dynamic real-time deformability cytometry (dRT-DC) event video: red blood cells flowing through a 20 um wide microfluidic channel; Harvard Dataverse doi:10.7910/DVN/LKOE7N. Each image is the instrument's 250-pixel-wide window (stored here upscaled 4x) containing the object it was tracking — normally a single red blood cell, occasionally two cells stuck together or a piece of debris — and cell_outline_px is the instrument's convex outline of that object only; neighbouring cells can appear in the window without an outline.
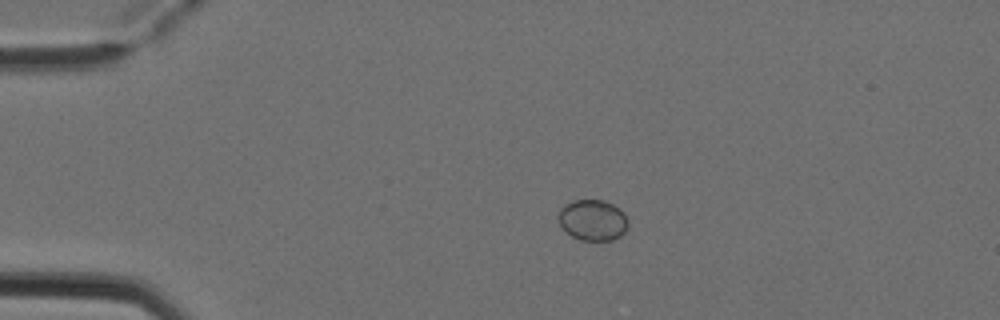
{"species": "Egyptian fruit bat (a non-hibernating species)", "species_latin": "Rousettus aegyptiacus", "temperature_condition": "cold", "stored_images_in_passage": 5, "camera_frame_rate_fps": 3000, "um_per_image_px": 0.085, "animal": {"sex": "female"}, "frame": {"image": 1, "passage_image": 3, "time_ms": 0.667, "image_size_px": [1000, 320], "cell_outline_px": [[628, 228], [620, 236], [612, 240], [580, 240], [572, 236], [560, 224], [560, 208], [564, 204], [572, 200], [604, 200], [620, 208], [624, 212], [628, 220]], "centroid_in_image_um": [50.42, 18.69], "position_along_channel_um": 34.6, "area_um2": 16.59}}
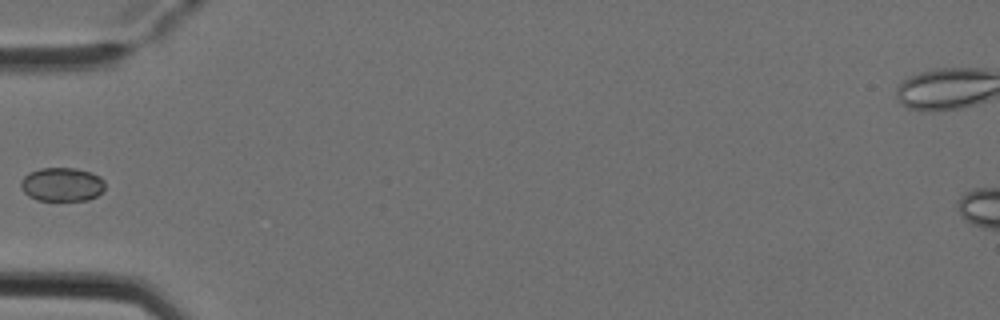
{"frame": {"image": 2, "passage_image": 5, "time_ms": 1.333, "image_size_px": [1000, 320], "cell_outline_px": [[104, 188], [96, 196], [88, 200], [36, 200], [28, 196], [20, 188], [20, 180], [28, 172], [40, 168], [76, 168], [92, 172], [100, 176], [104, 180]], "centroid_in_image_um": [5.24, 15.66], "position_along_channel_um": 79.8, "area_um2": 16.76}}